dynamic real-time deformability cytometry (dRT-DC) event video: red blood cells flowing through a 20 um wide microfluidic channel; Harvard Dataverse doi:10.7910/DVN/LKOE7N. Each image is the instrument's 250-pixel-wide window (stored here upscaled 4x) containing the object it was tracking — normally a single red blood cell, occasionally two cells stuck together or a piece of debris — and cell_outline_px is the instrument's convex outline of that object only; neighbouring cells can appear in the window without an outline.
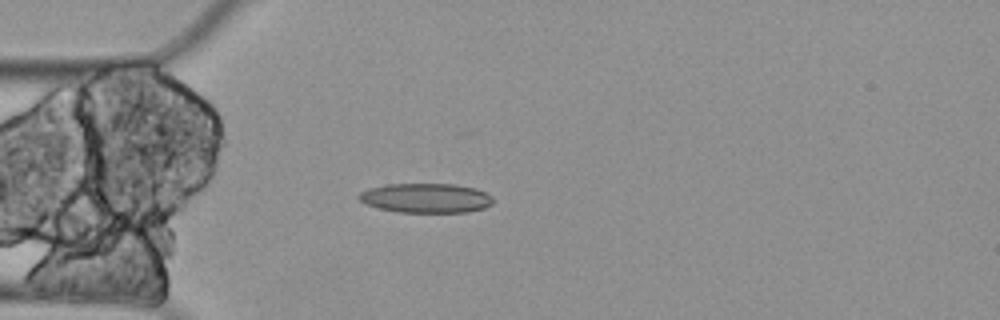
{"species": "Egyptian fruit bat (a non-hibernating species)", "species_latin": "Rousettus aegyptiacus", "temperature_condition": "cold", "stored_images_in_passage": 3, "camera_frame_rate_fps": 3000, "um_per_image_px": 0.085, "animal": {"sex": "female"}, "frame": {"image": 1, "passage_image": 3, "time_ms": 0.667, "image_size_px": [1000, 320], "cell_outline_px": [[492, 204], [484, 208], [468, 212], [396, 212], [364, 204], [356, 196], [360, 192], [368, 188], [388, 184], [456, 184], [476, 188], [492, 196]], "centroid_in_image_um": [36.19, 16.83], "position_along_channel_um": 48.8, "area_um2": 23.18}}